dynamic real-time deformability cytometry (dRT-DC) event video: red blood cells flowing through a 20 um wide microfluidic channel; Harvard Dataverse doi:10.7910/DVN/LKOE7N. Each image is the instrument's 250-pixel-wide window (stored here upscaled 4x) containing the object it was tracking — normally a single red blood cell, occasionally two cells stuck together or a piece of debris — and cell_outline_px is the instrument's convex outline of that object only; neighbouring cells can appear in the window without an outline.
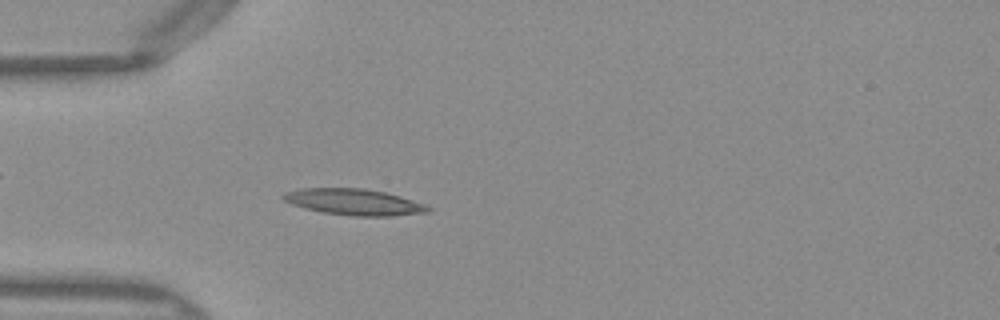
{"species": "Egyptian fruit bat (a non-hibernating species)", "species_latin": "Rousettus aegyptiacus", "temperature_condition": "warm", "stored_images_in_passage": 43, "camera_frame_rate_fps": 3000, "um_per_image_px": 0.085, "frame": {"image": 1, "passage_image": 7, "time_ms": 2.0, "image_size_px": [1000, 320], "cell_outline_px": [[432, 208], [428, 212], [392, 216], [352, 216], [324, 212], [292, 204], [284, 200], [280, 196], [284, 192], [300, 188], [364, 188], [384, 192], [400, 196], [424, 204]], "centroid_in_image_um": [30.08, 17.16], "position_along_channel_um": 54.9, "area_um2": 21.96}}
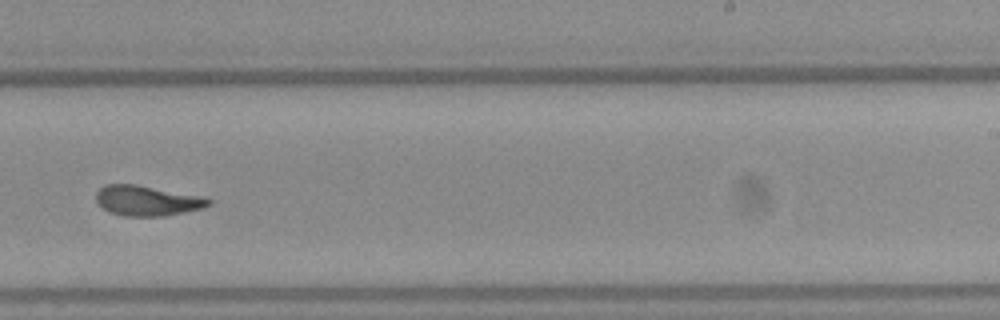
{"frame": {"image": 2, "passage_image": 24, "time_ms": 7.667, "image_size_px": [1000, 320], "cell_outline_px": [[212, 204], [204, 208], [184, 212], [160, 216], [124, 216], [112, 212], [104, 208], [96, 200], [96, 192], [104, 184], [136, 184], [204, 196], [212, 200]], "centroid_in_image_um": [12.55, 17.04], "position_along_channel_um": 276.4, "area_um2": 19.83}}
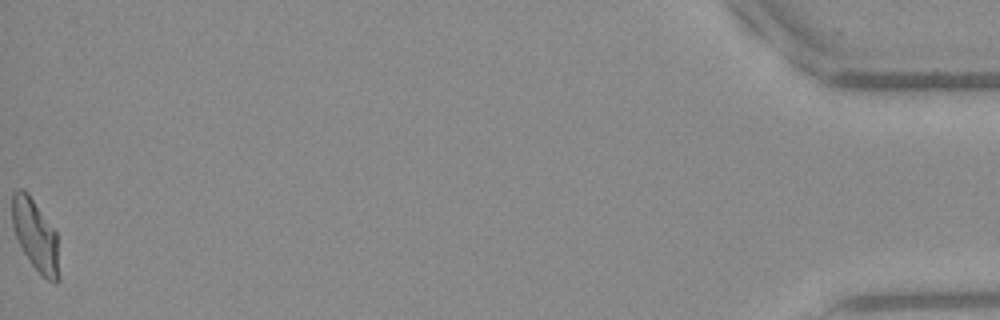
{"frame": {"image": 3, "passage_image": 43, "time_ms": 14.0, "image_size_px": [1000, 320], "cell_outline_px": [[60, 280], [56, 284], [48, 280], [28, 260], [12, 228], [12, 192], [20, 188], [24, 188], [28, 192], [56, 232]], "centroid_in_image_um": [3.01, 19.98], "position_along_channel_um": 432.2, "area_um2": 19.48}, "authors_computed_cell_mechanics": {"area_um2": 19.7098, "velocity_mm_per_s": 4.0222, "shape_relaxation_time_tau1_ms": 6.1491, "shape_relaxation_time_tau2_ms": 1.5851, "deformation_change_tau1": 0.2107, "deformation_change_tau2": 0.0988}}